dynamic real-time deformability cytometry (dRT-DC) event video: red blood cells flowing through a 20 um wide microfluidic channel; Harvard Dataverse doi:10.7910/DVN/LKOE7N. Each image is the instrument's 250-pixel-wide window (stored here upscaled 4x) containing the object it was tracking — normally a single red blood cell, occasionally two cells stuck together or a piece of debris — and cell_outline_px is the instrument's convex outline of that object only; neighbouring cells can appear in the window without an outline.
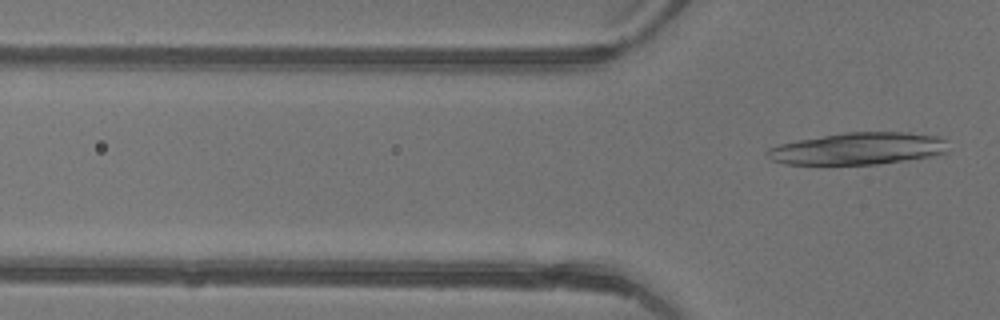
{"species": "common noctule bat (a hibernating species)", "species_latin": "Nyctalus noctula", "temperature_condition": "warm", "stored_images_in_passage": 3, "camera_frame_rate_fps": 3000, "um_per_image_px": 0.085, "animal": {"sex": "female"}, "frame": {"image": 1, "passage_image": 3, "time_ms": 0.667, "image_size_px": [1000, 320], "cell_outline_px": [[948, 152], [932, 156], [876, 164], [784, 164], [772, 160], [764, 156], [764, 152], [768, 148], [780, 144], [800, 140], [844, 132], [908, 132], [936, 136], [944, 140]], "centroid_in_image_um": [72.9, 12.63], "position_along_channel_um": 52.9, "area_um2": 33.64}}